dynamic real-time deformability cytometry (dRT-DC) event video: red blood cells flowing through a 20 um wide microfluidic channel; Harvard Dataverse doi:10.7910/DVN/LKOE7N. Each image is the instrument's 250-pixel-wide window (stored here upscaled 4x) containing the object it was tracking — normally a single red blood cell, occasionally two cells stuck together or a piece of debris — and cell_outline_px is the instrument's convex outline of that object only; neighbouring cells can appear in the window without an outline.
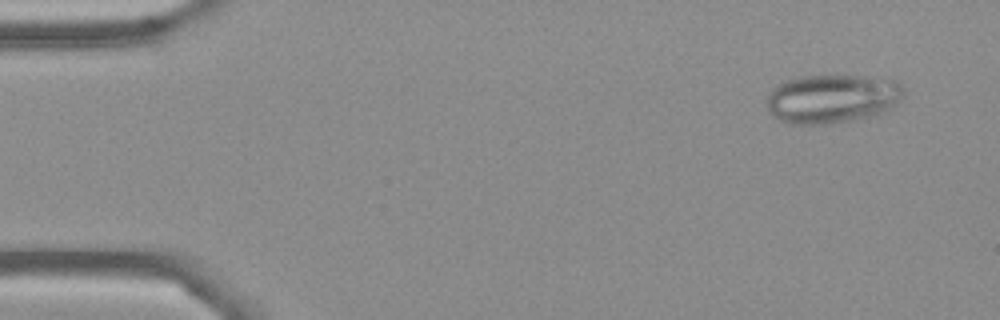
{"species": "Egyptian fruit bat (a non-hibernating species)", "species_latin": "Rousettus aegyptiacus", "temperature_condition": "cold", "stored_images_in_passage": 6, "camera_frame_rate_fps": 3000, "um_per_image_px": 0.085, "frame": {"image": 1, "passage_image": 2, "time_ms": 1.0, "image_size_px": [1000, 320], "cell_outline_px": [[904, 96], [896, 104], [876, 116], [828, 124], [792, 124], [780, 120], [772, 116], [768, 112], [768, 92], [776, 84], [800, 76], [864, 76], [892, 80], [900, 84], [904, 88]], "centroid_in_image_um": [70.72, 8.4], "position_along_channel_um": 14.3, "area_um2": 39.13}}